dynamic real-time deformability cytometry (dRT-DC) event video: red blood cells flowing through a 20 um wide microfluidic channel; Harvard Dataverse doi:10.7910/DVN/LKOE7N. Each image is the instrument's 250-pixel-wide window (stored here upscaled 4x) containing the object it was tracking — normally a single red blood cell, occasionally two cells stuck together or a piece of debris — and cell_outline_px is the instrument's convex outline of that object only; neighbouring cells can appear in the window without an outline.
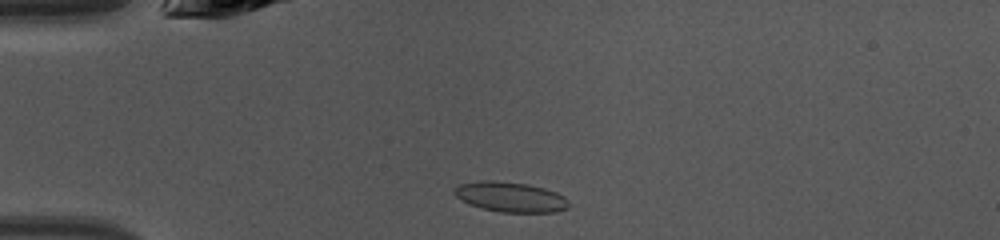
{"species": "common noctule bat (a hibernating species)", "species_latin": "Nyctalus noctula", "temperature_condition": "warm", "stored_images_in_passage": 37, "camera_frame_rate_fps": 3000, "um_per_image_px": 0.085, "animal": {"sex": "female", "body_mass_g": 10.0, "forearm_length_mm": 53.1}, "frame": {"image": 1, "passage_image": 2, "time_ms": 0.333, "image_size_px": [1000, 240], "cell_outline_px": [[568, 208], [556, 212], [500, 212], [484, 208], [460, 200], [452, 192], [460, 184], [480, 180], [492, 180], [524, 184], [544, 188], [556, 192], [564, 196], [568, 200]], "centroid_in_image_um": [43.4, 16.74], "position_along_channel_um": 41.6, "area_um2": 19.83}}
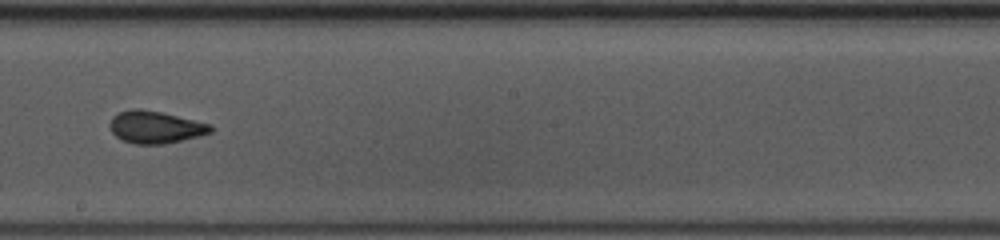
{"frame": {"image": 2, "passage_image": 17, "time_ms": 5.333, "image_size_px": [1000, 240], "cell_outline_px": [[212, 132], [200, 136], [164, 144], [136, 144], [120, 140], [112, 132], [108, 124], [112, 116], [120, 112], [132, 108], [140, 108], [160, 112], [212, 124]], "centroid_in_image_um": [13.18, 10.81], "position_along_channel_um": 235.0, "area_um2": 19.07}}
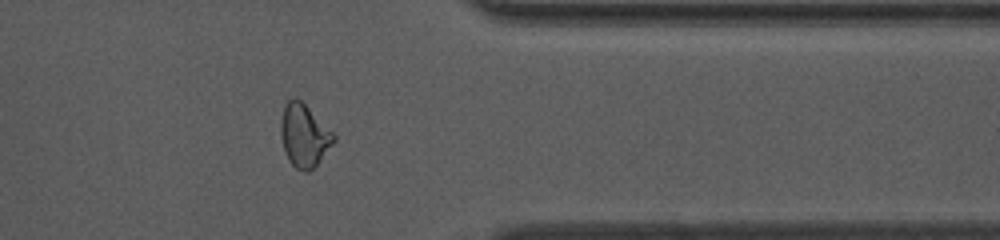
{"frame": {"image": 3, "passage_image": 28, "time_ms": 9.0, "image_size_px": [1000, 240], "cell_outline_px": [[336, 140], [316, 164], [308, 172], [304, 172], [296, 168], [288, 160], [284, 152], [280, 136], [280, 120], [284, 108], [288, 100], [292, 96], [300, 100], [336, 136]], "centroid_in_image_um": [25.81, 11.53], "position_along_channel_um": 385.6, "area_um2": 19.13}, "authors_computed_cell_mechanics": {"area_um2": 18.9584, "velocity_mm_per_s": 4.3413, "shape_relaxation_time_tau1_ms": 8.6302, "shape_relaxation_time_tau2_ms": 1.2259, "deformation_change_tau1": 0.1962, "deformation_change_tau2": 0.0492}}